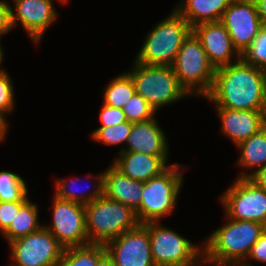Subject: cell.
Masks as SVG:
<instances>
[{"instance_id":"cell-15","label":"cell","mask_w":266,"mask_h":266,"mask_svg":"<svg viewBox=\"0 0 266 266\" xmlns=\"http://www.w3.org/2000/svg\"><path fill=\"white\" fill-rule=\"evenodd\" d=\"M193 33L201 41L208 60L215 69L241 59V54L220 21L198 24L193 27Z\"/></svg>"},{"instance_id":"cell-6","label":"cell","mask_w":266,"mask_h":266,"mask_svg":"<svg viewBox=\"0 0 266 266\" xmlns=\"http://www.w3.org/2000/svg\"><path fill=\"white\" fill-rule=\"evenodd\" d=\"M180 167V163H173L160 175L143 182L142 201L135 211L140 224L161 222L176 209L184 181Z\"/></svg>"},{"instance_id":"cell-34","label":"cell","mask_w":266,"mask_h":266,"mask_svg":"<svg viewBox=\"0 0 266 266\" xmlns=\"http://www.w3.org/2000/svg\"><path fill=\"white\" fill-rule=\"evenodd\" d=\"M10 2L6 0H0V36L7 35L11 31V14H10Z\"/></svg>"},{"instance_id":"cell-27","label":"cell","mask_w":266,"mask_h":266,"mask_svg":"<svg viewBox=\"0 0 266 266\" xmlns=\"http://www.w3.org/2000/svg\"><path fill=\"white\" fill-rule=\"evenodd\" d=\"M132 129V123L125 121L123 123L96 128L91 137L94 141L108 145V146H117L125 144L130 135Z\"/></svg>"},{"instance_id":"cell-7","label":"cell","mask_w":266,"mask_h":266,"mask_svg":"<svg viewBox=\"0 0 266 266\" xmlns=\"http://www.w3.org/2000/svg\"><path fill=\"white\" fill-rule=\"evenodd\" d=\"M171 66L190 96L205 97L210 92L215 68L210 64L201 41L193 32L183 42Z\"/></svg>"},{"instance_id":"cell-36","label":"cell","mask_w":266,"mask_h":266,"mask_svg":"<svg viewBox=\"0 0 266 266\" xmlns=\"http://www.w3.org/2000/svg\"><path fill=\"white\" fill-rule=\"evenodd\" d=\"M262 24H266V0H254Z\"/></svg>"},{"instance_id":"cell-3","label":"cell","mask_w":266,"mask_h":266,"mask_svg":"<svg viewBox=\"0 0 266 266\" xmlns=\"http://www.w3.org/2000/svg\"><path fill=\"white\" fill-rule=\"evenodd\" d=\"M172 10L149 31L135 56L136 62L148 65L173 64L193 28L175 9Z\"/></svg>"},{"instance_id":"cell-1","label":"cell","mask_w":266,"mask_h":266,"mask_svg":"<svg viewBox=\"0 0 266 266\" xmlns=\"http://www.w3.org/2000/svg\"><path fill=\"white\" fill-rule=\"evenodd\" d=\"M204 99L230 110H266V72L242 59L217 68Z\"/></svg>"},{"instance_id":"cell-19","label":"cell","mask_w":266,"mask_h":266,"mask_svg":"<svg viewBox=\"0 0 266 266\" xmlns=\"http://www.w3.org/2000/svg\"><path fill=\"white\" fill-rule=\"evenodd\" d=\"M104 196L136 211L142 201L143 182L123 175L112 164L104 171Z\"/></svg>"},{"instance_id":"cell-40","label":"cell","mask_w":266,"mask_h":266,"mask_svg":"<svg viewBox=\"0 0 266 266\" xmlns=\"http://www.w3.org/2000/svg\"><path fill=\"white\" fill-rule=\"evenodd\" d=\"M4 50H3V46L0 44V71H3L5 69H3L1 67V64H3V61H4ZM2 68V69H1Z\"/></svg>"},{"instance_id":"cell-5","label":"cell","mask_w":266,"mask_h":266,"mask_svg":"<svg viewBox=\"0 0 266 266\" xmlns=\"http://www.w3.org/2000/svg\"><path fill=\"white\" fill-rule=\"evenodd\" d=\"M125 72L131 77L136 93L156 112L190 95L180 84L172 66L141 64L134 60L131 70Z\"/></svg>"},{"instance_id":"cell-23","label":"cell","mask_w":266,"mask_h":266,"mask_svg":"<svg viewBox=\"0 0 266 266\" xmlns=\"http://www.w3.org/2000/svg\"><path fill=\"white\" fill-rule=\"evenodd\" d=\"M38 212L37 203H33L28 199L19 211H16V217L9 228L2 234L7 243L40 229L43 225L38 222Z\"/></svg>"},{"instance_id":"cell-21","label":"cell","mask_w":266,"mask_h":266,"mask_svg":"<svg viewBox=\"0 0 266 266\" xmlns=\"http://www.w3.org/2000/svg\"><path fill=\"white\" fill-rule=\"evenodd\" d=\"M240 156L236 166L245 168L238 177L250 178L262 167L266 166V127L253 134L250 138L236 145ZM250 170V171H247Z\"/></svg>"},{"instance_id":"cell-38","label":"cell","mask_w":266,"mask_h":266,"mask_svg":"<svg viewBox=\"0 0 266 266\" xmlns=\"http://www.w3.org/2000/svg\"><path fill=\"white\" fill-rule=\"evenodd\" d=\"M96 266H115L112 259L105 253L98 261Z\"/></svg>"},{"instance_id":"cell-9","label":"cell","mask_w":266,"mask_h":266,"mask_svg":"<svg viewBox=\"0 0 266 266\" xmlns=\"http://www.w3.org/2000/svg\"><path fill=\"white\" fill-rule=\"evenodd\" d=\"M219 200L225 217L258 222L266 227V191L250 178L237 177Z\"/></svg>"},{"instance_id":"cell-30","label":"cell","mask_w":266,"mask_h":266,"mask_svg":"<svg viewBox=\"0 0 266 266\" xmlns=\"http://www.w3.org/2000/svg\"><path fill=\"white\" fill-rule=\"evenodd\" d=\"M14 91L12 78L8 72L0 71V114L4 118H8L7 116L15 109Z\"/></svg>"},{"instance_id":"cell-10","label":"cell","mask_w":266,"mask_h":266,"mask_svg":"<svg viewBox=\"0 0 266 266\" xmlns=\"http://www.w3.org/2000/svg\"><path fill=\"white\" fill-rule=\"evenodd\" d=\"M8 244L12 257L10 266H56L65 249L44 224Z\"/></svg>"},{"instance_id":"cell-24","label":"cell","mask_w":266,"mask_h":266,"mask_svg":"<svg viewBox=\"0 0 266 266\" xmlns=\"http://www.w3.org/2000/svg\"><path fill=\"white\" fill-rule=\"evenodd\" d=\"M135 93L131 77L126 72H122L104 87L103 103L122 109Z\"/></svg>"},{"instance_id":"cell-26","label":"cell","mask_w":266,"mask_h":266,"mask_svg":"<svg viewBox=\"0 0 266 266\" xmlns=\"http://www.w3.org/2000/svg\"><path fill=\"white\" fill-rule=\"evenodd\" d=\"M28 188L24 179L14 171H0V201H27Z\"/></svg>"},{"instance_id":"cell-12","label":"cell","mask_w":266,"mask_h":266,"mask_svg":"<svg viewBox=\"0 0 266 266\" xmlns=\"http://www.w3.org/2000/svg\"><path fill=\"white\" fill-rule=\"evenodd\" d=\"M220 22L240 54L252 43L263 25L254 0H233Z\"/></svg>"},{"instance_id":"cell-17","label":"cell","mask_w":266,"mask_h":266,"mask_svg":"<svg viewBox=\"0 0 266 266\" xmlns=\"http://www.w3.org/2000/svg\"><path fill=\"white\" fill-rule=\"evenodd\" d=\"M169 155H149L135 151H119L111 163L123 175L141 182L160 175L171 164H168Z\"/></svg>"},{"instance_id":"cell-11","label":"cell","mask_w":266,"mask_h":266,"mask_svg":"<svg viewBox=\"0 0 266 266\" xmlns=\"http://www.w3.org/2000/svg\"><path fill=\"white\" fill-rule=\"evenodd\" d=\"M51 224L44 226L64 247L84 246L89 243L86 230L85 206L58 199L53 195Z\"/></svg>"},{"instance_id":"cell-13","label":"cell","mask_w":266,"mask_h":266,"mask_svg":"<svg viewBox=\"0 0 266 266\" xmlns=\"http://www.w3.org/2000/svg\"><path fill=\"white\" fill-rule=\"evenodd\" d=\"M104 246L115 266H156L151 255L148 229L143 224Z\"/></svg>"},{"instance_id":"cell-42","label":"cell","mask_w":266,"mask_h":266,"mask_svg":"<svg viewBox=\"0 0 266 266\" xmlns=\"http://www.w3.org/2000/svg\"><path fill=\"white\" fill-rule=\"evenodd\" d=\"M58 1V0H57ZM61 1V3H63V4H65V3H67L69 0H59L58 2H60Z\"/></svg>"},{"instance_id":"cell-28","label":"cell","mask_w":266,"mask_h":266,"mask_svg":"<svg viewBox=\"0 0 266 266\" xmlns=\"http://www.w3.org/2000/svg\"><path fill=\"white\" fill-rule=\"evenodd\" d=\"M241 59L266 72V24L261 26L252 43L241 53Z\"/></svg>"},{"instance_id":"cell-25","label":"cell","mask_w":266,"mask_h":266,"mask_svg":"<svg viewBox=\"0 0 266 266\" xmlns=\"http://www.w3.org/2000/svg\"><path fill=\"white\" fill-rule=\"evenodd\" d=\"M106 253L101 244H87L65 248L56 266H96L97 261Z\"/></svg>"},{"instance_id":"cell-8","label":"cell","mask_w":266,"mask_h":266,"mask_svg":"<svg viewBox=\"0 0 266 266\" xmlns=\"http://www.w3.org/2000/svg\"><path fill=\"white\" fill-rule=\"evenodd\" d=\"M143 225L148 229L151 255L156 266H199L203 245L193 244L161 222H147Z\"/></svg>"},{"instance_id":"cell-41","label":"cell","mask_w":266,"mask_h":266,"mask_svg":"<svg viewBox=\"0 0 266 266\" xmlns=\"http://www.w3.org/2000/svg\"><path fill=\"white\" fill-rule=\"evenodd\" d=\"M240 266H254V265H252V263H250V261H249V262L240 263Z\"/></svg>"},{"instance_id":"cell-2","label":"cell","mask_w":266,"mask_h":266,"mask_svg":"<svg viewBox=\"0 0 266 266\" xmlns=\"http://www.w3.org/2000/svg\"><path fill=\"white\" fill-rule=\"evenodd\" d=\"M226 218L227 222L202 242L203 257L216 263L239 264L247 258L266 227L258 222Z\"/></svg>"},{"instance_id":"cell-43","label":"cell","mask_w":266,"mask_h":266,"mask_svg":"<svg viewBox=\"0 0 266 266\" xmlns=\"http://www.w3.org/2000/svg\"><path fill=\"white\" fill-rule=\"evenodd\" d=\"M265 127H266V110H265Z\"/></svg>"},{"instance_id":"cell-37","label":"cell","mask_w":266,"mask_h":266,"mask_svg":"<svg viewBox=\"0 0 266 266\" xmlns=\"http://www.w3.org/2000/svg\"><path fill=\"white\" fill-rule=\"evenodd\" d=\"M7 121L8 119L4 118L0 114V142H3V140L6 139L5 137L7 136V131L9 130V122Z\"/></svg>"},{"instance_id":"cell-20","label":"cell","mask_w":266,"mask_h":266,"mask_svg":"<svg viewBox=\"0 0 266 266\" xmlns=\"http://www.w3.org/2000/svg\"><path fill=\"white\" fill-rule=\"evenodd\" d=\"M233 0H181L174 9L193 28L198 24L219 22Z\"/></svg>"},{"instance_id":"cell-31","label":"cell","mask_w":266,"mask_h":266,"mask_svg":"<svg viewBox=\"0 0 266 266\" xmlns=\"http://www.w3.org/2000/svg\"><path fill=\"white\" fill-rule=\"evenodd\" d=\"M26 201H0V233L1 235L9 228L16 217V211Z\"/></svg>"},{"instance_id":"cell-14","label":"cell","mask_w":266,"mask_h":266,"mask_svg":"<svg viewBox=\"0 0 266 266\" xmlns=\"http://www.w3.org/2000/svg\"><path fill=\"white\" fill-rule=\"evenodd\" d=\"M12 1L14 4V7L10 6L12 28L21 23L32 42L39 44L47 28L59 16L52 0Z\"/></svg>"},{"instance_id":"cell-39","label":"cell","mask_w":266,"mask_h":266,"mask_svg":"<svg viewBox=\"0 0 266 266\" xmlns=\"http://www.w3.org/2000/svg\"><path fill=\"white\" fill-rule=\"evenodd\" d=\"M210 265L212 264L211 266H240V263L239 264H229V263H216V262H212V261H209L207 259H205L204 257H202L200 263H199V266H202V265Z\"/></svg>"},{"instance_id":"cell-16","label":"cell","mask_w":266,"mask_h":266,"mask_svg":"<svg viewBox=\"0 0 266 266\" xmlns=\"http://www.w3.org/2000/svg\"><path fill=\"white\" fill-rule=\"evenodd\" d=\"M221 132L236 146L265 127V110H230L214 106Z\"/></svg>"},{"instance_id":"cell-4","label":"cell","mask_w":266,"mask_h":266,"mask_svg":"<svg viewBox=\"0 0 266 266\" xmlns=\"http://www.w3.org/2000/svg\"><path fill=\"white\" fill-rule=\"evenodd\" d=\"M85 220L89 243L101 245L140 224L131 207L104 195L85 205Z\"/></svg>"},{"instance_id":"cell-22","label":"cell","mask_w":266,"mask_h":266,"mask_svg":"<svg viewBox=\"0 0 266 266\" xmlns=\"http://www.w3.org/2000/svg\"><path fill=\"white\" fill-rule=\"evenodd\" d=\"M95 176L96 177H94V174H91V173H88L86 176L87 177L86 179L90 178L91 180L93 178L94 184L91 185L89 183L91 187L88 186L91 189L93 188L92 192H91V189L87 187V185L85 186L88 188L87 190L80 191L77 189L79 192L75 190V187H76L75 185H77L76 183L78 182L75 180H78L79 178H76V179L73 178L72 181H69V179L67 178H63V179L60 178L55 182L54 196H56L58 199H61V200L71 201V202L78 203V204L85 206L89 204L90 202H93L94 200L104 195V186H103L104 171Z\"/></svg>"},{"instance_id":"cell-29","label":"cell","mask_w":266,"mask_h":266,"mask_svg":"<svg viewBox=\"0 0 266 266\" xmlns=\"http://www.w3.org/2000/svg\"><path fill=\"white\" fill-rule=\"evenodd\" d=\"M126 120L131 123L145 122L154 118L155 109L139 94L135 93L122 108Z\"/></svg>"},{"instance_id":"cell-35","label":"cell","mask_w":266,"mask_h":266,"mask_svg":"<svg viewBox=\"0 0 266 266\" xmlns=\"http://www.w3.org/2000/svg\"><path fill=\"white\" fill-rule=\"evenodd\" d=\"M260 188L266 191V166L250 177Z\"/></svg>"},{"instance_id":"cell-33","label":"cell","mask_w":266,"mask_h":266,"mask_svg":"<svg viewBox=\"0 0 266 266\" xmlns=\"http://www.w3.org/2000/svg\"><path fill=\"white\" fill-rule=\"evenodd\" d=\"M249 260H254L260 264L266 263V229L253 245L247 258L243 262H248Z\"/></svg>"},{"instance_id":"cell-32","label":"cell","mask_w":266,"mask_h":266,"mask_svg":"<svg viewBox=\"0 0 266 266\" xmlns=\"http://www.w3.org/2000/svg\"><path fill=\"white\" fill-rule=\"evenodd\" d=\"M127 121L125 113L120 108L108 106L103 103L100 109V127L113 126Z\"/></svg>"},{"instance_id":"cell-18","label":"cell","mask_w":266,"mask_h":266,"mask_svg":"<svg viewBox=\"0 0 266 266\" xmlns=\"http://www.w3.org/2000/svg\"><path fill=\"white\" fill-rule=\"evenodd\" d=\"M126 146L120 151H135L149 155H169L170 153L167 136L158 125L156 118L132 123Z\"/></svg>"}]
</instances>
